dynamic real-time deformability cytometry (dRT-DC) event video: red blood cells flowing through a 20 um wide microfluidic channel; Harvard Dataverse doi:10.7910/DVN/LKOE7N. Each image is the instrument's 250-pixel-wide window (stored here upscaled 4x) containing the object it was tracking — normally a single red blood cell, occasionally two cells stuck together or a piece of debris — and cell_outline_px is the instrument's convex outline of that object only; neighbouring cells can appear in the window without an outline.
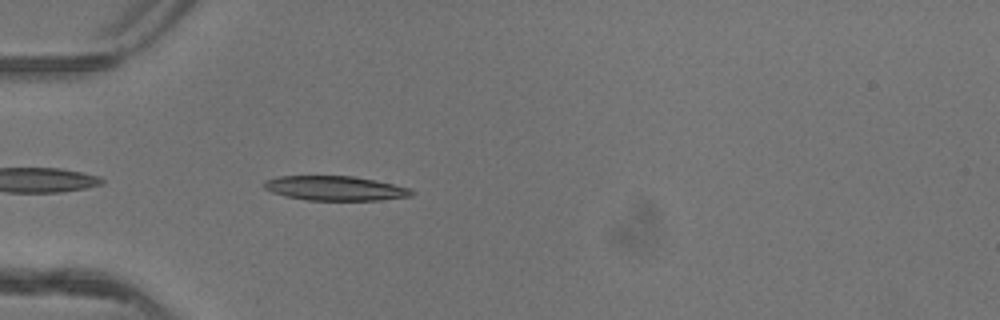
{"species": "common noctule bat (a hibernating species)", "species_latin": "Nyctalus noctula", "temperature_condition": "warm", "stored_images_in_passage": 36, "camera_frame_rate_fps": 3000, "um_per_image_px": 0.085, "animal": {"sex": "female"}, "frame": {"image": 1, "passage_image": 2, "time_ms": 0.333, "image_size_px": [1000, 320], "cell_outline_px": [[416, 192], [412, 196], [380, 200], [308, 200], [284, 196], [272, 192], [264, 188], [260, 184], [264, 180], [280, 176], [352, 176], [376, 180], [408, 188]], "centroid_in_image_um": [28.45, 16.0], "position_along_channel_um": 56.6, "area_um2": 21.15}}
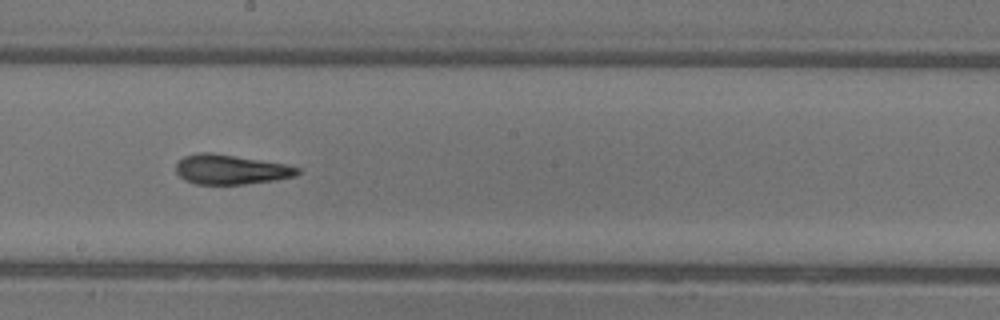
{"frame": {"image": 2, "passage_image": 15, "time_ms": 4.667, "image_size_px": [1000, 320], "cell_outline_px": [[300, 172], [296, 176], [276, 180], [244, 184], [196, 184], [184, 180], [176, 172], [176, 164], [184, 156], [196, 152], [212, 152], [288, 164], [300, 168]], "centroid_in_image_um": [19.63, 14.4], "position_along_channel_um": 228.6, "area_um2": 21.27}}
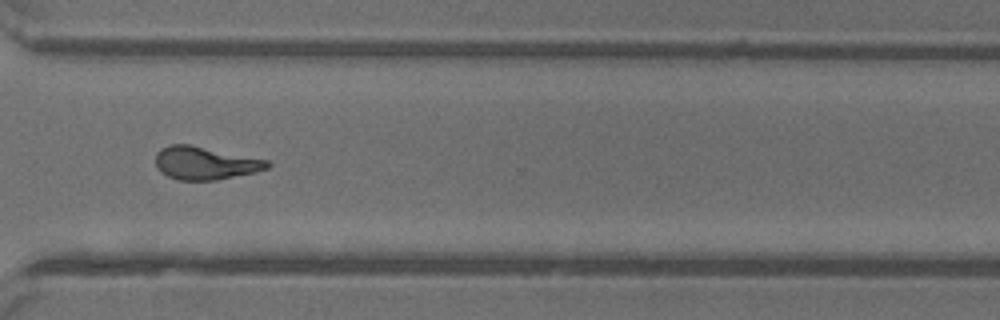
{"frame": {"image": 3, "passage_image": 24, "time_ms": 7.667, "image_size_px": [1000, 320], "cell_outline_px": [[272, 164], [268, 168], [256, 172], [216, 180], [180, 180], [168, 176], [160, 172], [156, 168], [156, 152], [160, 148], [172, 144], [188, 144], [268, 160]], "centroid_in_image_um": [17.42, 13.86], "position_along_channel_um": 353.2, "area_um2": 21.44}, "authors_computed_cell_mechanics": {"area_um2": 21.1837, "velocity_mm_per_s": 4.1572, "shape_relaxation_time_tau1_ms": 7.0766, "shape_relaxation_time_tau2_ms": 2.2488, "deformation_change_tau1": 0.2553, "deformation_change_tau2": 0.1175}}